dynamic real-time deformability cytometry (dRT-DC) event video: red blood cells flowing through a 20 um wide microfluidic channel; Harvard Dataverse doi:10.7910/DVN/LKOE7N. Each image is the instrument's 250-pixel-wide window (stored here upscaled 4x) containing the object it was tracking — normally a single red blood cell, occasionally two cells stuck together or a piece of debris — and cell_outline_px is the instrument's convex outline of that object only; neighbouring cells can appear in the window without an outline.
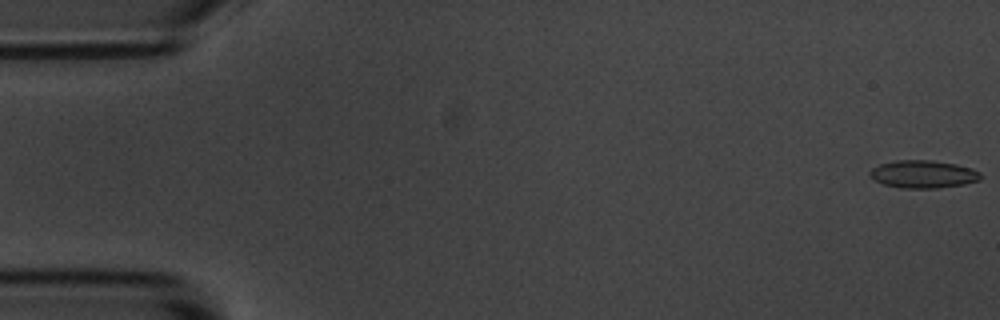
{"species": "common noctule bat (a hibernating species)", "species_latin": "Nyctalus noctula", "temperature_condition": "room temperature", "stored_images_in_passage": 55, "camera_frame_rate_fps": 3000, "um_per_image_px": 0.085, "animal": {"sex": "male", "body_mass_g": 20.1, "forearm_length_mm": 53.5}, "frame": {"image": 1, "passage_image": 1, "time_ms": 0.0, "image_size_px": [1000, 320], "cell_outline_px": [[980, 180], [964, 184], [936, 188], [900, 188], [884, 184], [876, 180], [868, 172], [872, 168], [880, 164], [896, 160], [932, 160], [956, 164], [972, 168], [980, 172]], "centroid_in_image_um": [78.48, 14.8], "position_along_channel_um": 6.5, "area_um2": 17.8}}
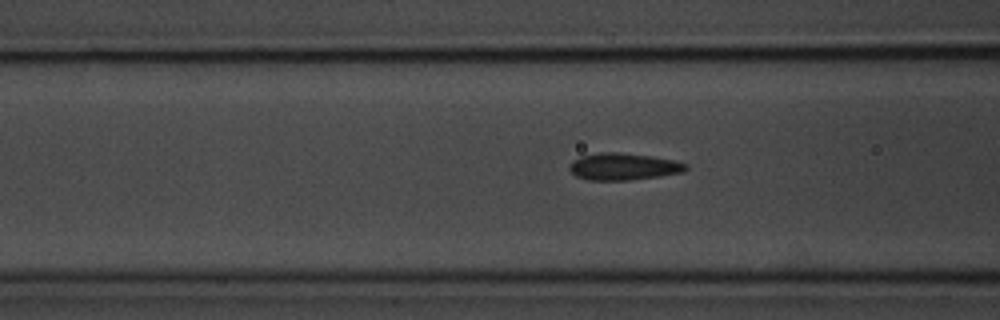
{"frame": {"image": 2, "passage_image": 21, "time_ms": 6.667, "image_size_px": [1000, 320], "cell_outline_px": [[688, 168], [684, 172], [660, 176], [632, 180], [588, 180], [576, 176], [568, 168], [572, 160], [580, 156], [600, 152], [616, 152], [648, 156], [672, 160], [688, 164]], "centroid_in_image_um": [52.97, 14.17], "position_along_channel_um": 113.6, "area_um2": 18.26}}
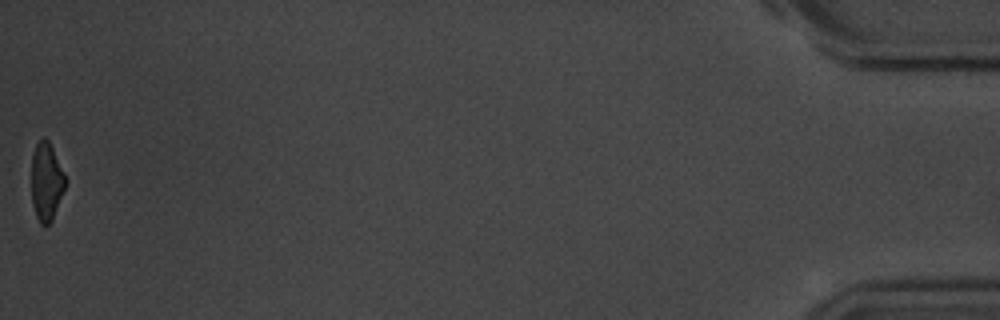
{"frame": {"image": 3, "passage_image": 55, "time_ms": 18.0, "image_size_px": [1000, 320], "cell_outline_px": [[68, 180], [52, 220], [44, 228], [40, 224], [36, 216], [32, 204], [32, 156], [36, 144], [44, 136], [48, 140]], "centroid_in_image_um": [3.95, 15.47], "position_along_channel_um": 431.2, "area_um2": 15.49}, "authors_computed_cell_mechanics": {"area_um2": 17.5712, "velocity_mm_per_s": 3.6818, "shape_relaxation_time_tau1_ms": 3.7255, "shape_relaxation_time_tau2_ms": 2.4996, "deformation_change_tau1": 0.1137, "deformation_change_tau2": 0.093}}